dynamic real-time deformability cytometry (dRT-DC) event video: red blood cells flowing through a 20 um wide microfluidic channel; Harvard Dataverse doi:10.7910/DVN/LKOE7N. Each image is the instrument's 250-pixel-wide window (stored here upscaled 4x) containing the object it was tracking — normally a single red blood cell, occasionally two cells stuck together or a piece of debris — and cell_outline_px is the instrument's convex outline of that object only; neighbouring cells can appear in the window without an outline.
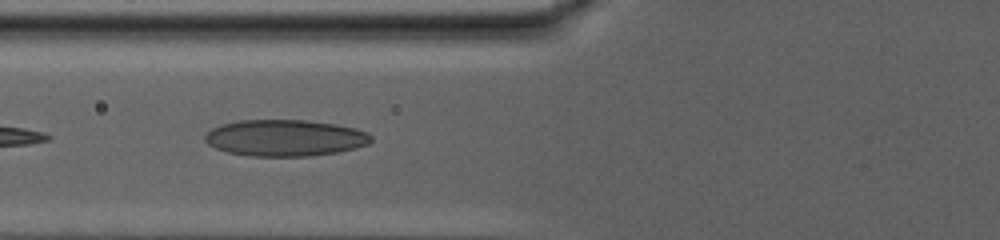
{"species": "human", "species_latin": "Homo sapiens", "temperature_condition": "warm", "stored_images_in_passage": 48, "camera_frame_rate_fps": 3000, "um_per_image_px": 0.085, "donor": {"sex": "male"}, "frame": {"image": 1, "passage_image": 5, "time_ms": 1.333, "image_size_px": [1000, 240], "cell_outline_px": [[372, 140], [368, 144], [356, 148], [336, 152], [308, 156], [252, 156], [228, 152], [216, 148], [208, 144], [204, 140], [204, 136], [212, 128], [220, 124], [240, 120], [304, 120], [336, 124], [356, 128], [368, 132], [372, 136]], "centroid_in_image_um": [24.23, 11.71], "position_along_channel_um": 101.6, "area_um2": 35.37}}
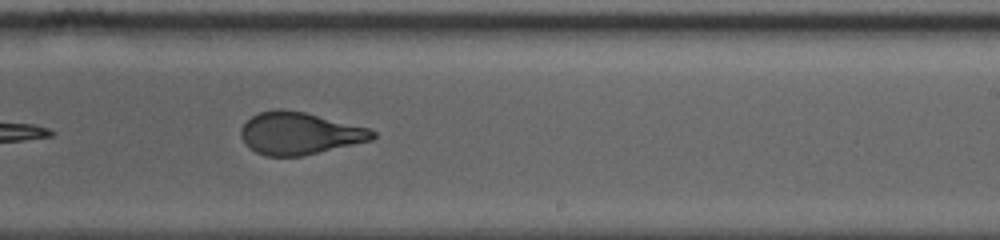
{"frame": {"image": 2, "passage_image": 22, "time_ms": 7.0, "image_size_px": [1000, 240], "cell_outline_px": [[376, 136], [372, 140], [300, 156], [264, 156], [256, 152], [244, 144], [240, 136], [240, 128], [252, 116], [260, 112], [276, 108], [284, 108], [304, 112], [372, 128], [376, 132]], "centroid_in_image_um": [25.45, 11.32], "position_along_channel_um": 263.5, "area_um2": 32.6}}
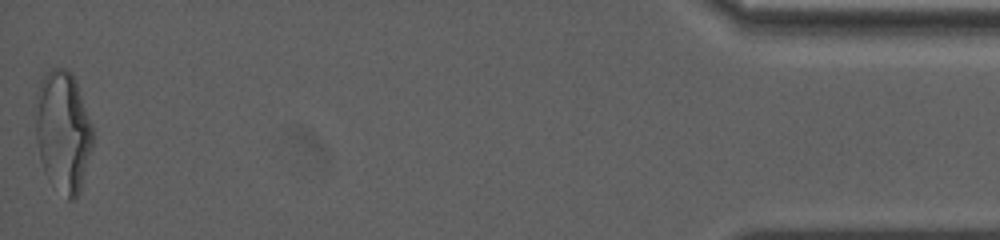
{"frame": {"image": 3, "passage_image": 48, "time_ms": 15.667, "image_size_px": [1000, 240], "cell_outline_px": [[92, 144], [80, 188], [76, 196], [72, 200], [68, 200], [48, 180], [44, 172], [40, 160], [36, 140], [36, 96], [40, 80], [52, 68], [68, 68], [72, 72], [76, 80], [92, 124]], "centroid_in_image_um": [5.34, 11.14], "position_along_channel_um": 429.9, "area_um2": 40.29}, "authors_computed_cell_mechanics": {"area_um2": 33.8708, "velocity_mm_per_s": 2.8561, "shape_relaxation_time_tau1_ms": 10.2042, "shape_relaxation_time_tau2_ms": 1.3965, "deformation_change_tau1": 0.2464, "deformation_change_tau2": 0.0829}}